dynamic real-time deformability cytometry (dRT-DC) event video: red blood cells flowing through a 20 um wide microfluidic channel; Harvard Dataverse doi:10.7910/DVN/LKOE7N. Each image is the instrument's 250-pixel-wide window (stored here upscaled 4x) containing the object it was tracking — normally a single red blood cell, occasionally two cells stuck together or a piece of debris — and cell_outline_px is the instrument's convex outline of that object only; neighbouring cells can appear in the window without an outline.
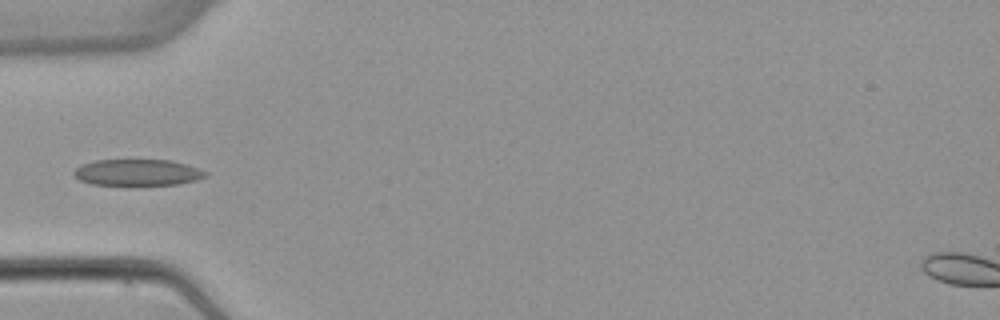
{"species": "common noctule bat (a hibernating species)", "species_latin": "Nyctalus noctula", "temperature_condition": "warm", "stored_images_in_passage": 5, "camera_frame_rate_fps": 3000, "um_per_image_px": 0.085, "animal": {"sex": "female", "body_mass_g": 22.7, "forearm_length_mm": 54.2}, "frame": {"image": 1, "passage_image": 5, "time_ms": 4.667, "image_size_px": [1000, 320], "cell_outline_px": [[208, 176], [196, 180], [176, 184], [128, 188], [92, 184], [80, 180], [72, 172], [80, 164], [96, 160], [172, 160], [208, 172]], "centroid_in_image_um": [11.65, 14.71], "position_along_channel_um": 73.3, "area_um2": 21.1}}